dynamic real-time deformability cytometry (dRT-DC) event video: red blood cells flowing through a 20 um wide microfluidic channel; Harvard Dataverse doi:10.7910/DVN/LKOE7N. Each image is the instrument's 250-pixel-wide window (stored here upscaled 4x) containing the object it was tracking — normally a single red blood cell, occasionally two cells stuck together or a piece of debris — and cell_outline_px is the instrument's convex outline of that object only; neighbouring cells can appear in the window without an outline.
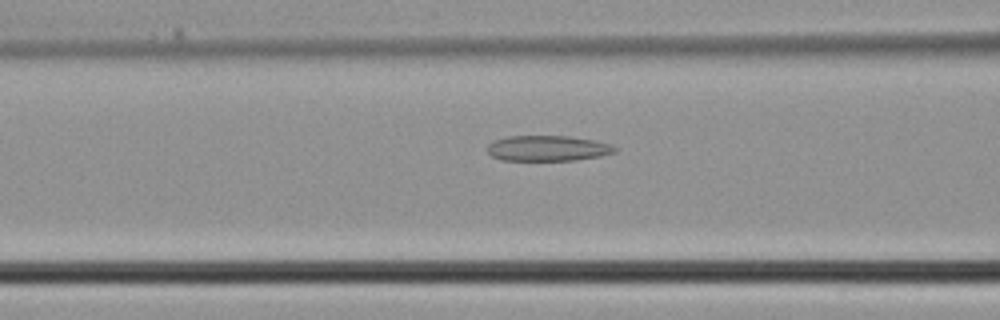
{"species": "common noctule bat (a hibernating species)", "species_latin": "Nyctalus noctula", "temperature_condition": "cold", "stored_images_in_passage": 34, "camera_frame_rate_fps": 3000, "um_per_image_px": 0.085, "animal": {"sex": "male", "body_mass_g": 21.5, "forearm_length_mm": 52.0}, "frame": {"image": 1, "passage_image": 11, "time_ms": 3.333, "image_size_px": [1000, 320], "cell_outline_px": [[616, 152], [600, 156], [576, 160], [500, 160], [492, 156], [488, 152], [488, 144], [492, 140], [508, 136], [568, 136], [592, 140], [612, 144], [616, 148]], "centroid_in_image_um": [46.54, 12.6], "position_along_channel_um": 120.1, "area_um2": 18.96}}
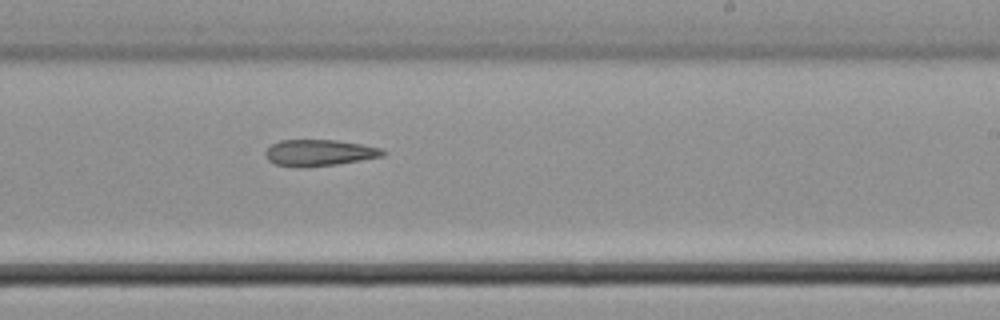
{"frame": {"image": 2, "passage_image": 19, "time_ms": 6.0, "image_size_px": [1000, 320], "cell_outline_px": [[388, 152], [384, 156], [336, 164], [304, 168], [276, 164], [268, 160], [264, 152], [272, 144], [280, 140], [336, 140], [384, 148]], "centroid_in_image_um": [27.17, 12.98], "position_along_channel_um": 261.8, "area_um2": 18.09}}
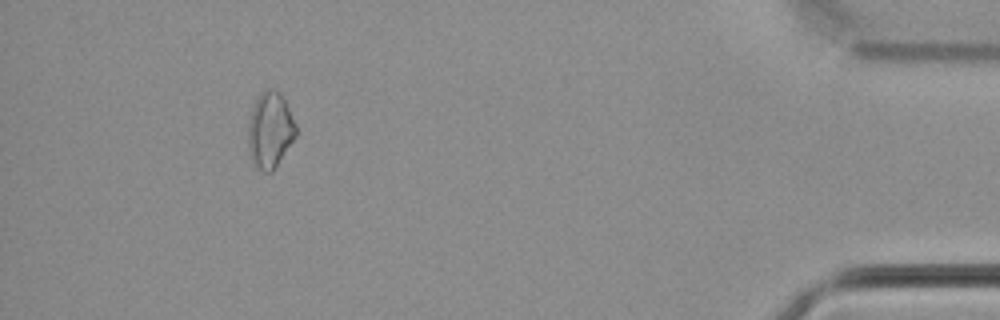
{"frame": {"image": 3, "passage_image": 31, "time_ms": 10.0, "image_size_px": [1000, 320], "cell_outline_px": [[300, 132], [272, 172], [264, 172], [252, 164], [248, 148], [248, 120], [252, 108], [260, 92], [264, 88], [272, 88], [280, 92]], "centroid_in_image_um": [22.96, 11.06], "position_along_channel_um": 412.2, "area_um2": 21.62}}